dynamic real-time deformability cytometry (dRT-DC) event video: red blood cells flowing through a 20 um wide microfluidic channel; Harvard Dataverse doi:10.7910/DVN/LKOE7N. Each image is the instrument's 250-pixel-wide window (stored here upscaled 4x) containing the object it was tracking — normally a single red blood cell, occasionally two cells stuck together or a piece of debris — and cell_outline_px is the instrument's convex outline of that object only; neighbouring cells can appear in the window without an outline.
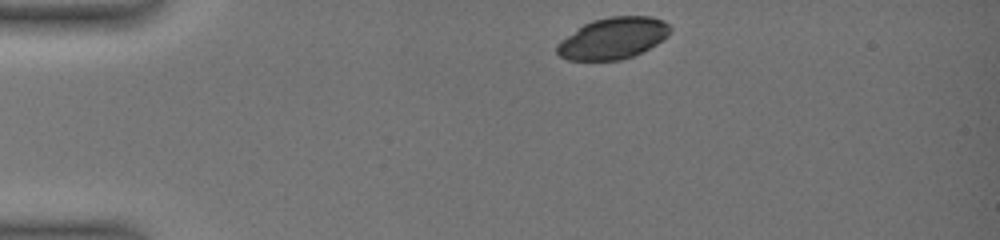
{"species": "common noctule bat (a hibernating species)", "species_latin": "Nyctalus noctula", "temperature_condition": "warm", "stored_images_in_passage": 3, "camera_frame_rate_fps": 3000, "um_per_image_px": 0.085, "animal": {"sex": "female", "body_mass_g": 19.0, "forearm_length_mm": 51.5}, "frame": {"image": 1, "passage_image": 1, "time_ms": 0.0, "image_size_px": [1000, 240], "cell_outline_px": [[672, 32], [668, 36], [656, 44], [632, 56], [620, 60], [568, 60], [560, 56], [556, 52], [556, 44], [560, 40], [584, 24], [592, 20], [612, 16], [652, 16], [664, 20], [672, 28]], "centroid_in_image_um": [52.11, 3.24], "position_along_channel_um": 32.9, "area_um2": 27.4}}
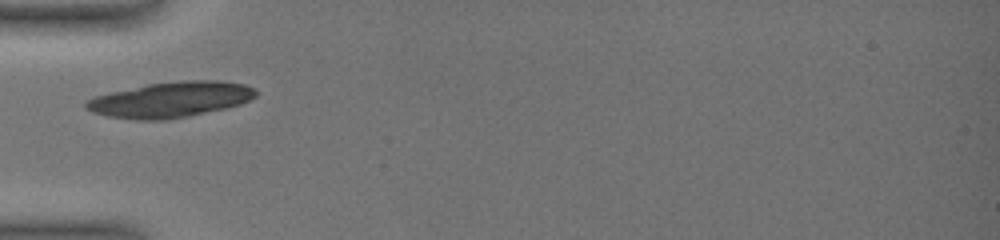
{"frame": {"image": 2, "passage_image": 3, "time_ms": 2.667, "image_size_px": [1000, 240], "cell_outline_px": [[256, 96], [240, 104], [224, 108], [188, 116], [168, 120], [136, 120], [108, 116], [92, 112], [84, 108], [84, 100], [96, 96], [112, 92], [148, 84], [184, 80], [220, 80], [244, 84], [256, 88]], "centroid_in_image_um": [14.48, 8.47], "position_along_channel_um": 70.5, "area_um2": 35.08}}